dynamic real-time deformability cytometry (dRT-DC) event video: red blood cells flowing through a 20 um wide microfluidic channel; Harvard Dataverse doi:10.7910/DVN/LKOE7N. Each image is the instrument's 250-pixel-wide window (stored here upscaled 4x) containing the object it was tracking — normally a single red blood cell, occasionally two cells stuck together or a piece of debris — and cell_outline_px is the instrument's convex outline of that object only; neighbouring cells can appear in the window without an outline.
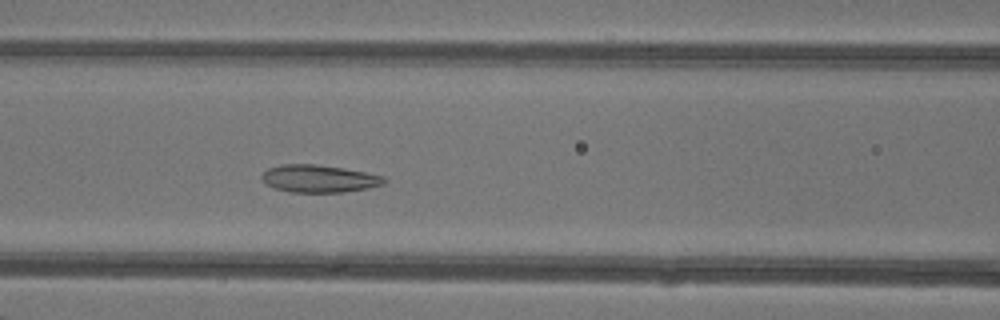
{"species": "common noctule bat (a hibernating species)", "species_latin": "Nyctalus noctula", "temperature_condition": "warm", "stored_images_in_passage": 41, "camera_frame_rate_fps": 3000, "um_per_image_px": 0.085, "animal": {"sex": "female"}, "frame": {"image": 1, "passage_image": 13, "time_ms": 4.0, "image_size_px": [1000, 320], "cell_outline_px": [[388, 180], [384, 184], [368, 188], [344, 192], [288, 192], [276, 188], [268, 184], [260, 176], [268, 168], [280, 164], [316, 164], [344, 168], [384, 176]], "centroid_in_image_um": [27.14, 15.18], "position_along_channel_um": 139.5, "area_um2": 19.59}}
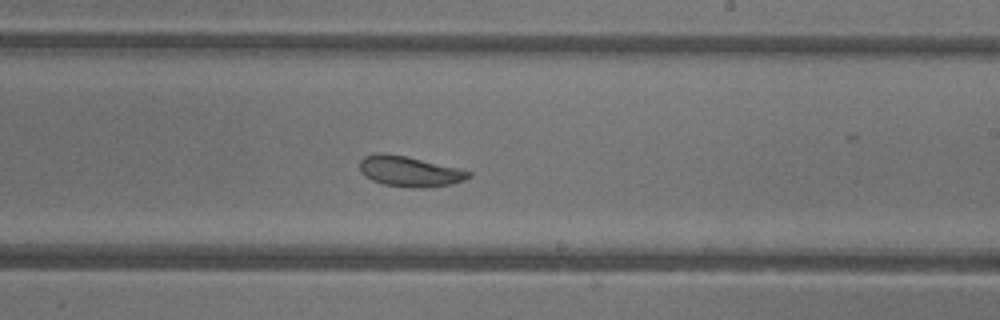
{"frame": {"image": 2, "passage_image": 21, "time_ms": 6.667, "image_size_px": [1000, 320], "cell_outline_px": [[472, 176], [464, 180], [448, 184], [424, 188], [412, 188], [384, 184], [372, 180], [364, 176], [360, 172], [360, 160], [364, 156], [376, 152], [384, 152], [404, 156], [460, 168], [472, 172]], "centroid_in_image_um": [34.79, 14.56], "position_along_channel_um": 254.2, "area_um2": 19.36}}
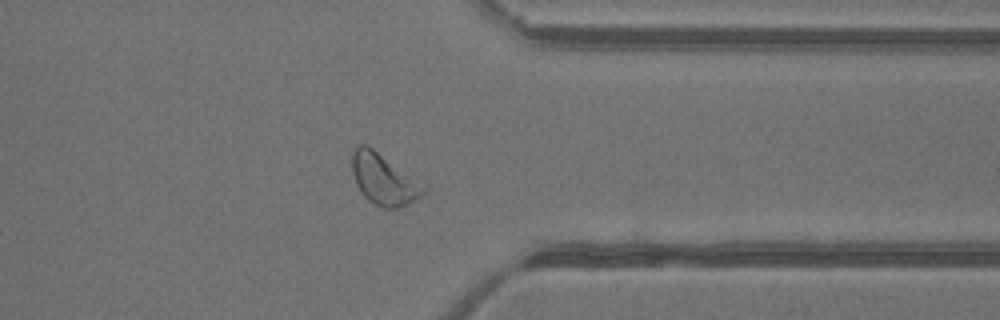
{"frame": {"image": 3, "passage_image": 30, "time_ms": 9.667, "image_size_px": [1000, 320], "cell_outline_px": [[428, 188], [420, 196], [408, 204], [396, 208], [384, 208], [368, 200], [360, 192], [356, 184], [352, 172], [352, 152], [356, 144], [368, 144]], "centroid_in_image_um": [32.57, 15.22], "position_along_channel_um": 378.8, "area_um2": 21.1}, "authors_computed_cell_mechanics": {"area_um2": 21.097, "velocity_mm_per_s": 4.3107, "shape_relaxation_time_tau1_ms": 4.6782, "shape_relaxation_time_tau2_ms": 1.5632, "deformation_change_tau1": 0.1135, "deformation_change_tau2": 0.0674}}